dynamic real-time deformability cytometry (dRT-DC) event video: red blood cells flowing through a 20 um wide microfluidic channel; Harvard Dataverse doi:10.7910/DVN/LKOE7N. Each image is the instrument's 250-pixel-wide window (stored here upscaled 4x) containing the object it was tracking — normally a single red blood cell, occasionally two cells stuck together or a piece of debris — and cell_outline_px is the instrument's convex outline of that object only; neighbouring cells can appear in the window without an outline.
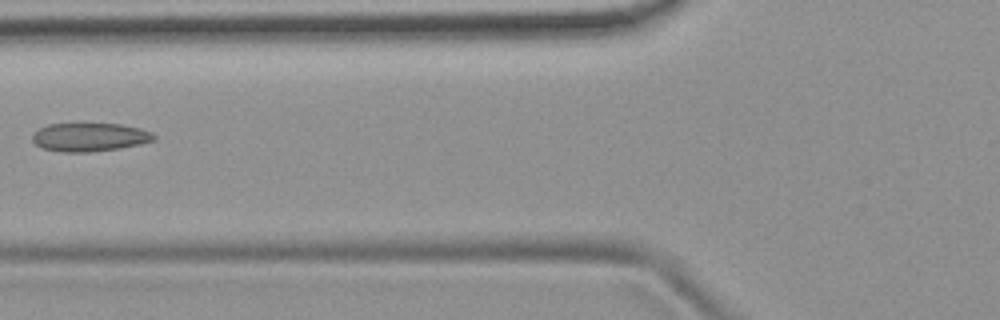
{"species": "common noctule bat (a hibernating species)", "species_latin": "Nyctalus noctula", "temperature_condition": "room temperature", "stored_images_in_passage": 4, "camera_frame_rate_fps": 3000, "um_per_image_px": 0.085, "animal": {"sex": "female", "body_mass_g": 19.9}, "frame": {"image": 1, "passage_image": 3, "time_ms": 2.333, "image_size_px": [1000, 320], "cell_outline_px": [[156, 140], [140, 144], [120, 148], [92, 152], [64, 152], [44, 148], [36, 144], [32, 140], [32, 132], [48, 124], [120, 124], [140, 128], [152, 132], [156, 136]], "centroid_in_image_um": [7.64, 11.66], "position_along_channel_um": 118.2, "area_um2": 20.17}}
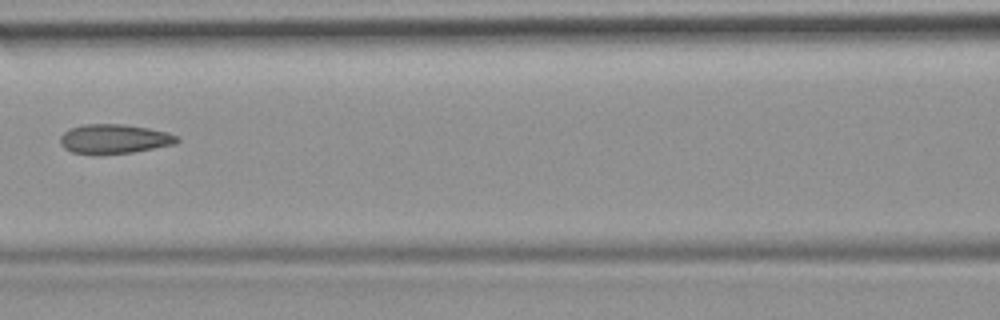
{"frame": {"image": 2, "passage_image": 4, "time_ms": 3.333, "image_size_px": [1000, 320], "cell_outline_px": [[180, 140], [176, 144], [132, 152], [72, 152], [64, 148], [60, 144], [60, 136], [64, 132], [72, 128], [84, 124], [124, 124], [148, 128], [168, 132], [176, 136]], "centroid_in_image_um": [9.74, 11.77], "position_along_channel_um": 156.9, "area_um2": 19.42}}